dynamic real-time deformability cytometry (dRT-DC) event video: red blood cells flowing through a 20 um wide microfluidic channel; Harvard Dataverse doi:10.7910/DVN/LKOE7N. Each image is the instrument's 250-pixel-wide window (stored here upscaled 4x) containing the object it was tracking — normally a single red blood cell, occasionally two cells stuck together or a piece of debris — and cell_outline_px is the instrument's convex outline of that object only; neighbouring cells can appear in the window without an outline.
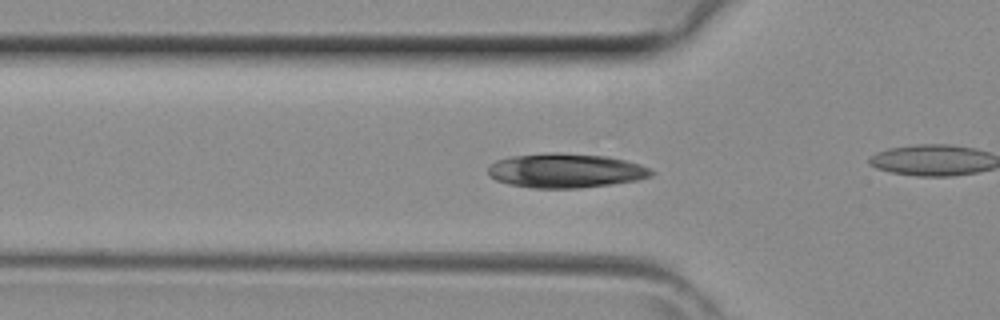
{"species": "common noctule bat (a hibernating species)", "species_latin": "Nyctalus noctula", "temperature_condition": "room temperature", "stored_images_in_passage": 32, "camera_frame_rate_fps": 3000, "um_per_image_px": 0.085, "animal": {"sex": "female", "body_mass_g": 29.2, "forearm_length_mm": 56.3}, "frame": {"image": 1, "passage_image": 10, "time_ms": 3.0, "image_size_px": [1000, 320], "cell_outline_px": [[656, 172], [652, 176], [636, 180], [608, 184], [576, 188], [532, 188], [508, 184], [496, 180], [488, 176], [488, 168], [496, 160], [508, 156], [548, 152], [560, 152], [604, 156], [624, 160], [640, 164]], "centroid_in_image_um": [48.03, 14.49], "position_along_channel_um": 77.8, "area_um2": 32.71}}
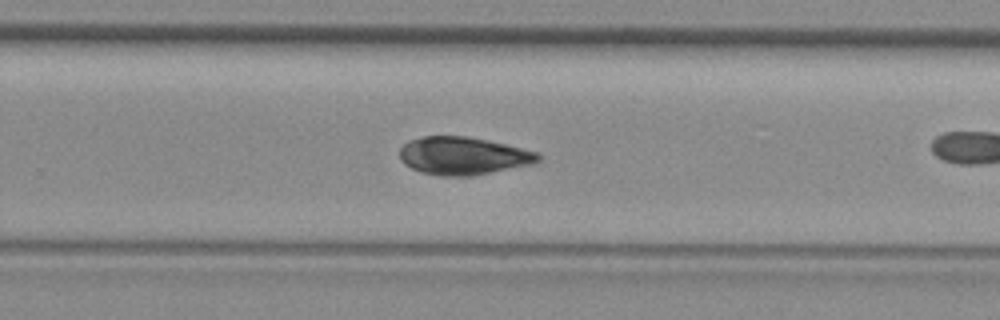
{"frame": {"image": 2, "passage_image": 23, "time_ms": 7.333, "image_size_px": [1000, 320], "cell_outline_px": [[540, 160], [532, 164], [472, 176], [440, 176], [420, 172], [404, 164], [400, 160], [400, 148], [408, 140], [424, 136], [464, 136], [488, 140], [540, 152]], "centroid_in_image_um": [39.36, 13.25], "position_along_channel_um": 290.4, "area_um2": 30.63}}